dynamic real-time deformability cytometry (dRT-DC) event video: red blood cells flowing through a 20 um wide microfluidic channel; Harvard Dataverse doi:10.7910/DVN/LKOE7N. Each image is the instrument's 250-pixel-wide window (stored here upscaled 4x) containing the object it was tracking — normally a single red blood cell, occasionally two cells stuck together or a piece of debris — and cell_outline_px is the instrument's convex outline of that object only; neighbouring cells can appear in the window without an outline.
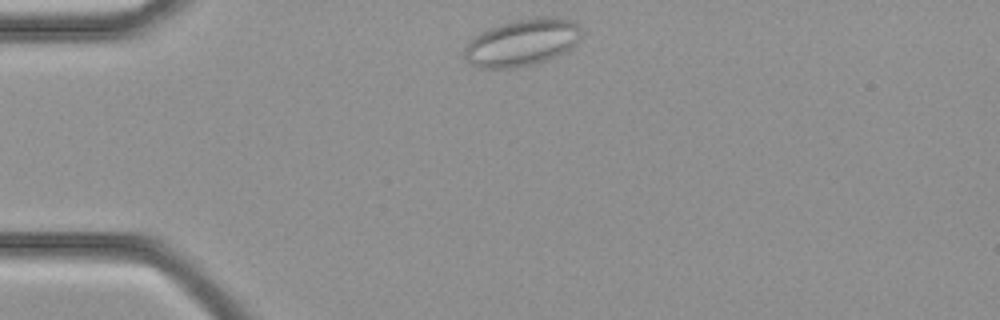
{"species": "common noctule bat (a hibernating species)", "species_latin": "Nyctalus noctula", "temperature_condition": "cold", "stored_images_in_passage": 30, "camera_frame_rate_fps": 3000, "um_per_image_px": 0.085, "animal": {"sex": "female", "body_mass_g": 21.9}, "frame": {"image": 1, "passage_image": 1, "time_ms": 0.0, "image_size_px": [1000, 320], "cell_outline_px": [[580, 40], [568, 52], [532, 64], [508, 68], [476, 68], [468, 64], [464, 56], [464, 48], [480, 32], [500, 24], [516, 20], [544, 16], [552, 16], [572, 20], [580, 28]], "centroid_in_image_um": [44.38, 3.62], "position_along_channel_um": 40.6, "area_um2": 32.02}}
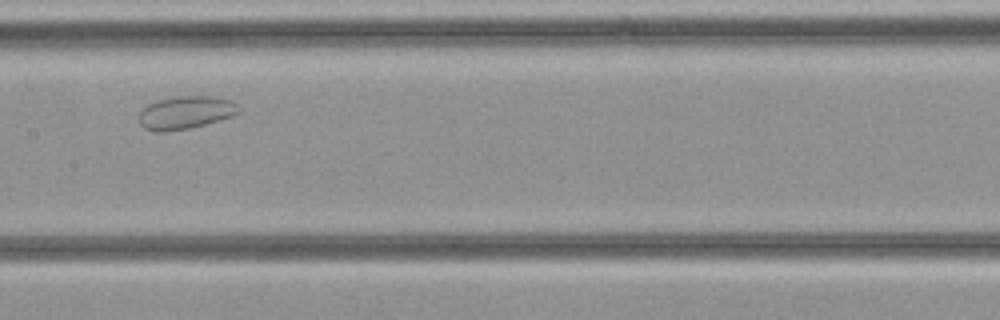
{"frame": {"image": 2, "passage_image": 11, "time_ms": 3.333, "image_size_px": [1000, 320], "cell_outline_px": [[240, 112], [232, 116], [204, 124], [188, 128], [160, 132], [156, 132], [144, 128], [140, 124], [140, 112], [148, 104], [160, 100], [176, 96], [208, 96], [228, 100], [236, 104], [240, 108]], "centroid_in_image_um": [15.76, 9.57], "position_along_channel_um": 191.6, "area_um2": 18.73}}
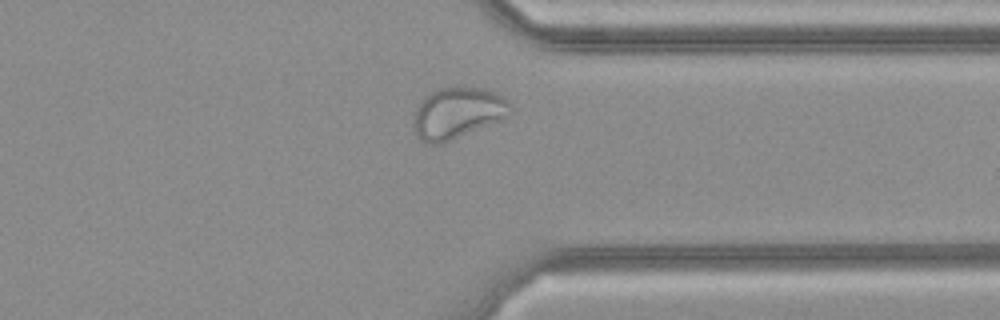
{"frame": {"image": 3, "passage_image": 21, "time_ms": 6.667, "image_size_px": [1000, 320], "cell_outline_px": [[512, 112], [508, 116], [500, 120], [444, 144], [428, 144], [420, 140], [416, 136], [412, 124], [416, 108], [424, 96], [440, 88], [464, 84], [484, 88], [500, 96], [512, 108]], "centroid_in_image_um": [38.84, 9.6], "position_along_channel_um": 372.6, "area_um2": 29.42}}